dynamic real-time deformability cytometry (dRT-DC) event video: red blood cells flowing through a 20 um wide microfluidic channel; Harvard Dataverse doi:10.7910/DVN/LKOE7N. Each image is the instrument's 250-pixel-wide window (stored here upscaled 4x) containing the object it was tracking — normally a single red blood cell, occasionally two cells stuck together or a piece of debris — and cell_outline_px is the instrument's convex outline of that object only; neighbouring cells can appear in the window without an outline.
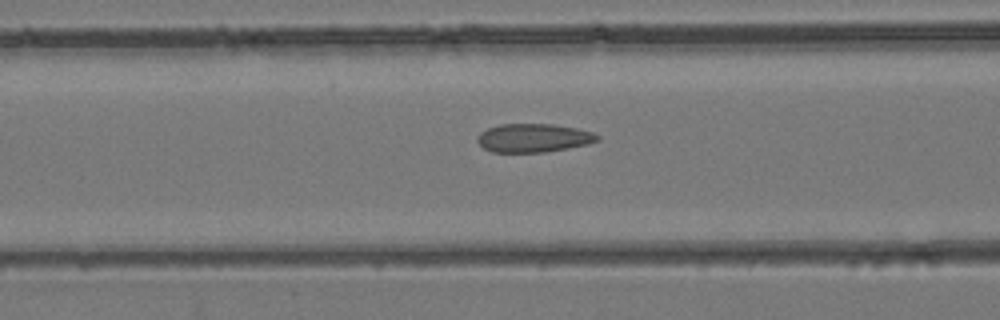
{"species": "common noctule bat (a hibernating species)", "species_latin": "Nyctalus noctula", "temperature_condition": "room temperature", "stored_images_in_passage": 41, "camera_frame_rate_fps": 3000, "um_per_image_px": 0.085, "animal": {"sex": "female", "body_mass_g": 24.6, "forearm_length_mm": 56.2}, "frame": {"image": 1, "passage_image": 15, "time_ms": 4.667, "image_size_px": [1000, 320], "cell_outline_px": [[600, 140], [588, 144], [568, 148], [544, 152], [492, 152], [484, 148], [476, 140], [476, 136], [480, 132], [488, 128], [500, 124], [556, 124], [576, 128], [592, 132], [600, 136]], "centroid_in_image_um": [45.35, 11.72], "position_along_channel_um": 121.3, "area_um2": 20.06}}
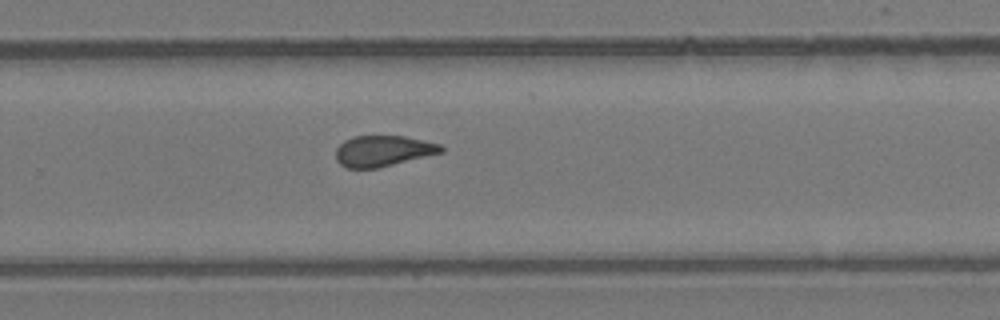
{"frame": {"image": 2, "passage_image": 26, "time_ms": 8.333, "image_size_px": [1000, 320], "cell_outline_px": [[444, 152], [376, 168], [348, 168], [340, 164], [336, 160], [336, 148], [344, 140], [352, 136], [404, 136], [440, 144], [444, 148]], "centroid_in_image_um": [32.54, 12.82], "position_along_channel_um": 297.3, "area_um2": 18.84}}
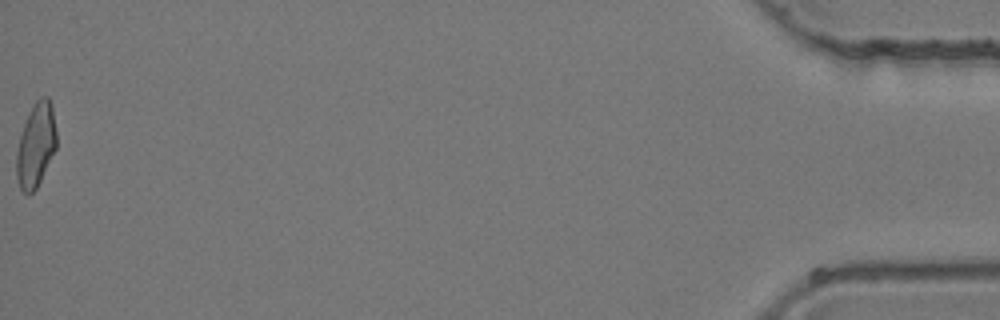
{"frame": {"image": 3, "passage_image": 41, "time_ms": 13.333, "image_size_px": [1000, 320], "cell_outline_px": [[56, 148], [36, 188], [32, 192], [24, 192], [20, 188], [16, 176], [16, 152], [20, 136], [28, 112], [36, 100], [40, 96], [48, 96], [52, 104], [56, 132]], "centroid_in_image_um": [3.05, 12.28], "position_along_channel_um": 432.2, "area_um2": 19.48}}